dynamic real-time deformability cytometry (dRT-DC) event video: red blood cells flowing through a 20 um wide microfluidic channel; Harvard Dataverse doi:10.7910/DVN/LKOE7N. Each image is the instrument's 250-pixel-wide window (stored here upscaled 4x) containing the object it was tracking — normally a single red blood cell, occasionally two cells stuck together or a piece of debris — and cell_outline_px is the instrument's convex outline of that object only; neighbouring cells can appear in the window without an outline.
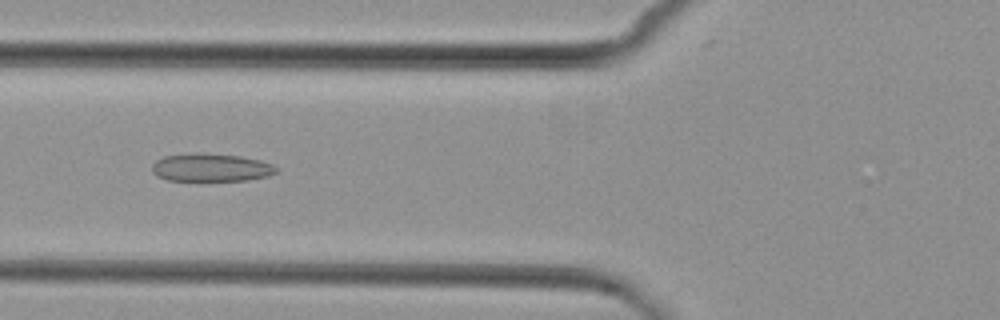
{"species": "common noctule bat (a hibernating species)", "species_latin": "Nyctalus noctula", "temperature_condition": "cold", "stored_images_in_passage": 7, "camera_frame_rate_fps": 3000, "um_per_image_px": 0.085, "animal": {"sex": "female", "body_mass_g": 29.2, "forearm_length_mm": 56.3}, "frame": {"image": 1, "passage_image": 5, "time_ms": 4.667, "image_size_px": [1000, 320], "cell_outline_px": [[276, 172], [268, 176], [248, 180], [168, 180], [156, 176], [152, 172], [152, 164], [156, 160], [164, 156], [196, 152], [240, 156], [260, 160], [272, 164], [276, 168]], "centroid_in_image_um": [17.9, 14.23], "position_along_channel_um": 107.9, "area_um2": 20.23}}
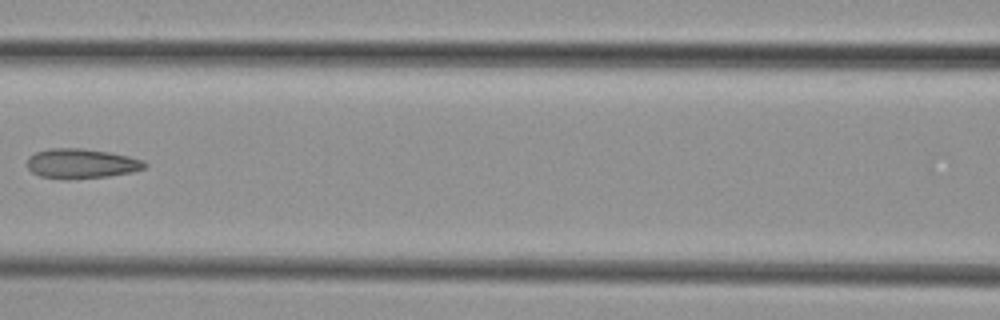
{"frame": {"image": 2, "passage_image": 6, "time_ms": 6.0, "image_size_px": [1000, 320], "cell_outline_px": [[148, 164], [144, 168], [132, 172], [108, 176], [68, 180], [64, 180], [40, 176], [32, 172], [28, 168], [28, 156], [36, 152], [48, 148], [84, 148], [108, 152], [128, 156], [144, 160]], "centroid_in_image_um": [6.9, 13.91], "position_along_channel_um": 159.7, "area_um2": 20.58}}
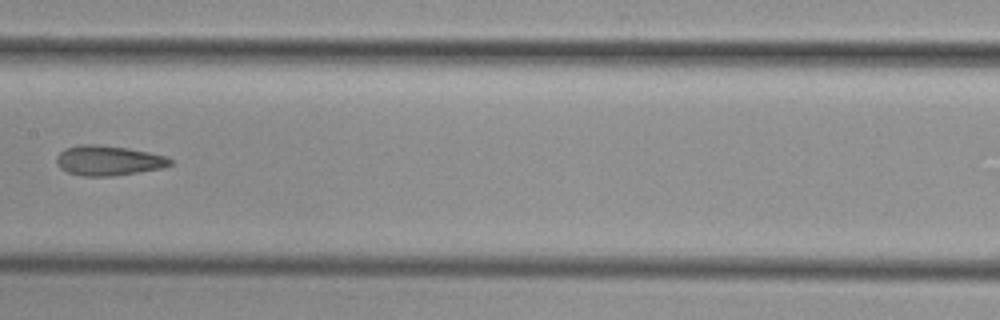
{"frame": {"image": 3, "passage_image": 7, "time_ms": 7.0, "image_size_px": [1000, 320], "cell_outline_px": [[172, 164], [164, 168], [112, 176], [84, 176], [68, 172], [60, 168], [56, 164], [56, 156], [64, 148], [80, 144], [96, 144], [128, 148], [148, 152], [164, 156], [172, 160]], "centroid_in_image_um": [9.19, 13.64], "position_along_channel_um": 198.2, "area_um2": 19.88}}